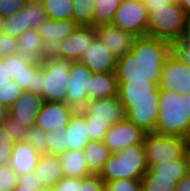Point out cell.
<instances>
[{
    "label": "cell",
    "instance_id": "obj_1",
    "mask_svg": "<svg viewBox=\"0 0 190 191\" xmlns=\"http://www.w3.org/2000/svg\"><path fill=\"white\" fill-rule=\"evenodd\" d=\"M172 53V43L153 37H137L130 53L118 58L117 82L148 80L160 83L162 67Z\"/></svg>",
    "mask_w": 190,
    "mask_h": 191
},
{
    "label": "cell",
    "instance_id": "obj_2",
    "mask_svg": "<svg viewBox=\"0 0 190 191\" xmlns=\"http://www.w3.org/2000/svg\"><path fill=\"white\" fill-rule=\"evenodd\" d=\"M117 83L118 98L123 104L125 118L144 133H155L159 113V83L146 79Z\"/></svg>",
    "mask_w": 190,
    "mask_h": 191
},
{
    "label": "cell",
    "instance_id": "obj_3",
    "mask_svg": "<svg viewBox=\"0 0 190 191\" xmlns=\"http://www.w3.org/2000/svg\"><path fill=\"white\" fill-rule=\"evenodd\" d=\"M156 134L190 138V95L160 89Z\"/></svg>",
    "mask_w": 190,
    "mask_h": 191
},
{
    "label": "cell",
    "instance_id": "obj_4",
    "mask_svg": "<svg viewBox=\"0 0 190 191\" xmlns=\"http://www.w3.org/2000/svg\"><path fill=\"white\" fill-rule=\"evenodd\" d=\"M144 144L111 153L99 176L105 184L113 180H140L148 170Z\"/></svg>",
    "mask_w": 190,
    "mask_h": 191
},
{
    "label": "cell",
    "instance_id": "obj_5",
    "mask_svg": "<svg viewBox=\"0 0 190 191\" xmlns=\"http://www.w3.org/2000/svg\"><path fill=\"white\" fill-rule=\"evenodd\" d=\"M186 17L177 2L157 8L148 14L147 36L174 43L182 35Z\"/></svg>",
    "mask_w": 190,
    "mask_h": 191
},
{
    "label": "cell",
    "instance_id": "obj_6",
    "mask_svg": "<svg viewBox=\"0 0 190 191\" xmlns=\"http://www.w3.org/2000/svg\"><path fill=\"white\" fill-rule=\"evenodd\" d=\"M70 61L52 53L42 61L44 82L42 98L46 102H66L70 78Z\"/></svg>",
    "mask_w": 190,
    "mask_h": 191
},
{
    "label": "cell",
    "instance_id": "obj_7",
    "mask_svg": "<svg viewBox=\"0 0 190 191\" xmlns=\"http://www.w3.org/2000/svg\"><path fill=\"white\" fill-rule=\"evenodd\" d=\"M185 143L186 139L179 136L145 134L143 144L148 168L180 158L185 153Z\"/></svg>",
    "mask_w": 190,
    "mask_h": 191
},
{
    "label": "cell",
    "instance_id": "obj_8",
    "mask_svg": "<svg viewBox=\"0 0 190 191\" xmlns=\"http://www.w3.org/2000/svg\"><path fill=\"white\" fill-rule=\"evenodd\" d=\"M113 25L133 33L136 37L147 36L148 11L144 1L121 0Z\"/></svg>",
    "mask_w": 190,
    "mask_h": 191
},
{
    "label": "cell",
    "instance_id": "obj_9",
    "mask_svg": "<svg viewBox=\"0 0 190 191\" xmlns=\"http://www.w3.org/2000/svg\"><path fill=\"white\" fill-rule=\"evenodd\" d=\"M96 37L97 32L94 27L77 26L51 53L70 62H78L83 58V52L87 51L89 44Z\"/></svg>",
    "mask_w": 190,
    "mask_h": 191
},
{
    "label": "cell",
    "instance_id": "obj_10",
    "mask_svg": "<svg viewBox=\"0 0 190 191\" xmlns=\"http://www.w3.org/2000/svg\"><path fill=\"white\" fill-rule=\"evenodd\" d=\"M159 87L180 95H190V66L173 52L164 62Z\"/></svg>",
    "mask_w": 190,
    "mask_h": 191
},
{
    "label": "cell",
    "instance_id": "obj_11",
    "mask_svg": "<svg viewBox=\"0 0 190 191\" xmlns=\"http://www.w3.org/2000/svg\"><path fill=\"white\" fill-rule=\"evenodd\" d=\"M92 75L91 70L80 61L70 63L66 103L73 109L81 110L87 103Z\"/></svg>",
    "mask_w": 190,
    "mask_h": 191
},
{
    "label": "cell",
    "instance_id": "obj_12",
    "mask_svg": "<svg viewBox=\"0 0 190 191\" xmlns=\"http://www.w3.org/2000/svg\"><path fill=\"white\" fill-rule=\"evenodd\" d=\"M145 134L139 127L125 118L123 121L111 125L103 142L114 153L128 146L143 144Z\"/></svg>",
    "mask_w": 190,
    "mask_h": 191
},
{
    "label": "cell",
    "instance_id": "obj_13",
    "mask_svg": "<svg viewBox=\"0 0 190 191\" xmlns=\"http://www.w3.org/2000/svg\"><path fill=\"white\" fill-rule=\"evenodd\" d=\"M76 110L66 102H46L42 104L35 125L45 132L66 129L70 117Z\"/></svg>",
    "mask_w": 190,
    "mask_h": 191
},
{
    "label": "cell",
    "instance_id": "obj_14",
    "mask_svg": "<svg viewBox=\"0 0 190 191\" xmlns=\"http://www.w3.org/2000/svg\"><path fill=\"white\" fill-rule=\"evenodd\" d=\"M81 111L85 117H92V120H106L110 125L125 119V110L118 96L89 100Z\"/></svg>",
    "mask_w": 190,
    "mask_h": 191
},
{
    "label": "cell",
    "instance_id": "obj_15",
    "mask_svg": "<svg viewBox=\"0 0 190 191\" xmlns=\"http://www.w3.org/2000/svg\"><path fill=\"white\" fill-rule=\"evenodd\" d=\"M118 58L110 49L96 37L86 52H83L82 64L88 67L92 73L115 72Z\"/></svg>",
    "mask_w": 190,
    "mask_h": 191
},
{
    "label": "cell",
    "instance_id": "obj_16",
    "mask_svg": "<svg viewBox=\"0 0 190 191\" xmlns=\"http://www.w3.org/2000/svg\"><path fill=\"white\" fill-rule=\"evenodd\" d=\"M97 37L110 49L116 58L130 53L136 36L113 24L95 28Z\"/></svg>",
    "mask_w": 190,
    "mask_h": 191
},
{
    "label": "cell",
    "instance_id": "obj_17",
    "mask_svg": "<svg viewBox=\"0 0 190 191\" xmlns=\"http://www.w3.org/2000/svg\"><path fill=\"white\" fill-rule=\"evenodd\" d=\"M44 100L41 96L26 91L8 108V115L15 118L19 123L27 128L36 123L39 111Z\"/></svg>",
    "mask_w": 190,
    "mask_h": 191
},
{
    "label": "cell",
    "instance_id": "obj_18",
    "mask_svg": "<svg viewBox=\"0 0 190 191\" xmlns=\"http://www.w3.org/2000/svg\"><path fill=\"white\" fill-rule=\"evenodd\" d=\"M17 53L29 65H40L41 61L51 52L45 46L36 29H28L17 39Z\"/></svg>",
    "mask_w": 190,
    "mask_h": 191
},
{
    "label": "cell",
    "instance_id": "obj_19",
    "mask_svg": "<svg viewBox=\"0 0 190 191\" xmlns=\"http://www.w3.org/2000/svg\"><path fill=\"white\" fill-rule=\"evenodd\" d=\"M78 25L71 20H54L47 18L37 28L47 49L52 52L54 48L68 35H70Z\"/></svg>",
    "mask_w": 190,
    "mask_h": 191
},
{
    "label": "cell",
    "instance_id": "obj_20",
    "mask_svg": "<svg viewBox=\"0 0 190 191\" xmlns=\"http://www.w3.org/2000/svg\"><path fill=\"white\" fill-rule=\"evenodd\" d=\"M3 63H7V71L12 80L24 91L31 92L33 72L40 65L26 64L18 53L1 57Z\"/></svg>",
    "mask_w": 190,
    "mask_h": 191
},
{
    "label": "cell",
    "instance_id": "obj_21",
    "mask_svg": "<svg viewBox=\"0 0 190 191\" xmlns=\"http://www.w3.org/2000/svg\"><path fill=\"white\" fill-rule=\"evenodd\" d=\"M40 156L29 143L21 141L14 145L9 166L18 175L34 172Z\"/></svg>",
    "mask_w": 190,
    "mask_h": 191
},
{
    "label": "cell",
    "instance_id": "obj_22",
    "mask_svg": "<svg viewBox=\"0 0 190 191\" xmlns=\"http://www.w3.org/2000/svg\"><path fill=\"white\" fill-rule=\"evenodd\" d=\"M87 131L85 115L81 110H76L66 128V151L83 150L90 141Z\"/></svg>",
    "mask_w": 190,
    "mask_h": 191
},
{
    "label": "cell",
    "instance_id": "obj_23",
    "mask_svg": "<svg viewBox=\"0 0 190 191\" xmlns=\"http://www.w3.org/2000/svg\"><path fill=\"white\" fill-rule=\"evenodd\" d=\"M34 174L44 186L54 187L64 177L59 155H41Z\"/></svg>",
    "mask_w": 190,
    "mask_h": 191
},
{
    "label": "cell",
    "instance_id": "obj_24",
    "mask_svg": "<svg viewBox=\"0 0 190 191\" xmlns=\"http://www.w3.org/2000/svg\"><path fill=\"white\" fill-rule=\"evenodd\" d=\"M114 96H118V83L115 72L93 73L90 90H88V101Z\"/></svg>",
    "mask_w": 190,
    "mask_h": 191
},
{
    "label": "cell",
    "instance_id": "obj_25",
    "mask_svg": "<svg viewBox=\"0 0 190 191\" xmlns=\"http://www.w3.org/2000/svg\"><path fill=\"white\" fill-rule=\"evenodd\" d=\"M64 177H87L93 174L87 166L83 150H67L59 155Z\"/></svg>",
    "mask_w": 190,
    "mask_h": 191
},
{
    "label": "cell",
    "instance_id": "obj_26",
    "mask_svg": "<svg viewBox=\"0 0 190 191\" xmlns=\"http://www.w3.org/2000/svg\"><path fill=\"white\" fill-rule=\"evenodd\" d=\"M83 152L88 169L93 174L100 173L112 153L103 141L92 140L84 147Z\"/></svg>",
    "mask_w": 190,
    "mask_h": 191
},
{
    "label": "cell",
    "instance_id": "obj_27",
    "mask_svg": "<svg viewBox=\"0 0 190 191\" xmlns=\"http://www.w3.org/2000/svg\"><path fill=\"white\" fill-rule=\"evenodd\" d=\"M48 18L42 4H27L19 11V24L22 34L28 29H36Z\"/></svg>",
    "mask_w": 190,
    "mask_h": 191
},
{
    "label": "cell",
    "instance_id": "obj_28",
    "mask_svg": "<svg viewBox=\"0 0 190 191\" xmlns=\"http://www.w3.org/2000/svg\"><path fill=\"white\" fill-rule=\"evenodd\" d=\"M187 158L185 153L178 159L153 165L149 169L157 177L182 178L186 175Z\"/></svg>",
    "mask_w": 190,
    "mask_h": 191
},
{
    "label": "cell",
    "instance_id": "obj_29",
    "mask_svg": "<svg viewBox=\"0 0 190 191\" xmlns=\"http://www.w3.org/2000/svg\"><path fill=\"white\" fill-rule=\"evenodd\" d=\"M120 3L121 0H96L93 27L113 24V18Z\"/></svg>",
    "mask_w": 190,
    "mask_h": 191
},
{
    "label": "cell",
    "instance_id": "obj_30",
    "mask_svg": "<svg viewBox=\"0 0 190 191\" xmlns=\"http://www.w3.org/2000/svg\"><path fill=\"white\" fill-rule=\"evenodd\" d=\"M180 179L157 177V174L148 169L140 181L142 191H176V185Z\"/></svg>",
    "mask_w": 190,
    "mask_h": 191
},
{
    "label": "cell",
    "instance_id": "obj_31",
    "mask_svg": "<svg viewBox=\"0 0 190 191\" xmlns=\"http://www.w3.org/2000/svg\"><path fill=\"white\" fill-rule=\"evenodd\" d=\"M42 6L50 19H73V0H43Z\"/></svg>",
    "mask_w": 190,
    "mask_h": 191
},
{
    "label": "cell",
    "instance_id": "obj_32",
    "mask_svg": "<svg viewBox=\"0 0 190 191\" xmlns=\"http://www.w3.org/2000/svg\"><path fill=\"white\" fill-rule=\"evenodd\" d=\"M96 0H73V20L78 26H92Z\"/></svg>",
    "mask_w": 190,
    "mask_h": 191
},
{
    "label": "cell",
    "instance_id": "obj_33",
    "mask_svg": "<svg viewBox=\"0 0 190 191\" xmlns=\"http://www.w3.org/2000/svg\"><path fill=\"white\" fill-rule=\"evenodd\" d=\"M66 129H55L46 132L48 154L60 155L66 152Z\"/></svg>",
    "mask_w": 190,
    "mask_h": 191
},
{
    "label": "cell",
    "instance_id": "obj_34",
    "mask_svg": "<svg viewBox=\"0 0 190 191\" xmlns=\"http://www.w3.org/2000/svg\"><path fill=\"white\" fill-rule=\"evenodd\" d=\"M24 141L29 143L41 155L48 154L46 132L42 128L36 125L28 128Z\"/></svg>",
    "mask_w": 190,
    "mask_h": 191
},
{
    "label": "cell",
    "instance_id": "obj_35",
    "mask_svg": "<svg viewBox=\"0 0 190 191\" xmlns=\"http://www.w3.org/2000/svg\"><path fill=\"white\" fill-rule=\"evenodd\" d=\"M23 90L13 80L0 84V104L7 109L23 94Z\"/></svg>",
    "mask_w": 190,
    "mask_h": 191
},
{
    "label": "cell",
    "instance_id": "obj_36",
    "mask_svg": "<svg viewBox=\"0 0 190 191\" xmlns=\"http://www.w3.org/2000/svg\"><path fill=\"white\" fill-rule=\"evenodd\" d=\"M85 122L89 139L92 141H103L111 127L106 120H92V117H85Z\"/></svg>",
    "mask_w": 190,
    "mask_h": 191
},
{
    "label": "cell",
    "instance_id": "obj_37",
    "mask_svg": "<svg viewBox=\"0 0 190 191\" xmlns=\"http://www.w3.org/2000/svg\"><path fill=\"white\" fill-rule=\"evenodd\" d=\"M15 142L10 138L9 133L0 126V167L9 164Z\"/></svg>",
    "mask_w": 190,
    "mask_h": 191
},
{
    "label": "cell",
    "instance_id": "obj_38",
    "mask_svg": "<svg viewBox=\"0 0 190 191\" xmlns=\"http://www.w3.org/2000/svg\"><path fill=\"white\" fill-rule=\"evenodd\" d=\"M2 126L9 133L10 138L15 143L24 141L28 128L21 125L18 120L7 115L6 120L3 122Z\"/></svg>",
    "mask_w": 190,
    "mask_h": 191
},
{
    "label": "cell",
    "instance_id": "obj_39",
    "mask_svg": "<svg viewBox=\"0 0 190 191\" xmlns=\"http://www.w3.org/2000/svg\"><path fill=\"white\" fill-rule=\"evenodd\" d=\"M17 183L14 191H39L45 187L34 172L18 175Z\"/></svg>",
    "mask_w": 190,
    "mask_h": 191
},
{
    "label": "cell",
    "instance_id": "obj_40",
    "mask_svg": "<svg viewBox=\"0 0 190 191\" xmlns=\"http://www.w3.org/2000/svg\"><path fill=\"white\" fill-rule=\"evenodd\" d=\"M18 174L9 164L0 167V191H14L18 183Z\"/></svg>",
    "mask_w": 190,
    "mask_h": 191
},
{
    "label": "cell",
    "instance_id": "obj_41",
    "mask_svg": "<svg viewBox=\"0 0 190 191\" xmlns=\"http://www.w3.org/2000/svg\"><path fill=\"white\" fill-rule=\"evenodd\" d=\"M111 191H142L140 180L119 179L106 184Z\"/></svg>",
    "mask_w": 190,
    "mask_h": 191
},
{
    "label": "cell",
    "instance_id": "obj_42",
    "mask_svg": "<svg viewBox=\"0 0 190 191\" xmlns=\"http://www.w3.org/2000/svg\"><path fill=\"white\" fill-rule=\"evenodd\" d=\"M54 189L55 191H83V177H63Z\"/></svg>",
    "mask_w": 190,
    "mask_h": 191
},
{
    "label": "cell",
    "instance_id": "obj_43",
    "mask_svg": "<svg viewBox=\"0 0 190 191\" xmlns=\"http://www.w3.org/2000/svg\"><path fill=\"white\" fill-rule=\"evenodd\" d=\"M26 5L25 0H0V15L4 18L13 16Z\"/></svg>",
    "mask_w": 190,
    "mask_h": 191
},
{
    "label": "cell",
    "instance_id": "obj_44",
    "mask_svg": "<svg viewBox=\"0 0 190 191\" xmlns=\"http://www.w3.org/2000/svg\"><path fill=\"white\" fill-rule=\"evenodd\" d=\"M18 48V41L7 34H0V56L5 57L8 55L16 54Z\"/></svg>",
    "mask_w": 190,
    "mask_h": 191
},
{
    "label": "cell",
    "instance_id": "obj_45",
    "mask_svg": "<svg viewBox=\"0 0 190 191\" xmlns=\"http://www.w3.org/2000/svg\"><path fill=\"white\" fill-rule=\"evenodd\" d=\"M3 24H4L3 27L4 34H7L16 39H18L19 36L22 34V31H20V24H19V11L13 16L6 17Z\"/></svg>",
    "mask_w": 190,
    "mask_h": 191
},
{
    "label": "cell",
    "instance_id": "obj_46",
    "mask_svg": "<svg viewBox=\"0 0 190 191\" xmlns=\"http://www.w3.org/2000/svg\"><path fill=\"white\" fill-rule=\"evenodd\" d=\"M104 184L99 174H91L83 177V191H101Z\"/></svg>",
    "mask_w": 190,
    "mask_h": 191
},
{
    "label": "cell",
    "instance_id": "obj_47",
    "mask_svg": "<svg viewBox=\"0 0 190 191\" xmlns=\"http://www.w3.org/2000/svg\"><path fill=\"white\" fill-rule=\"evenodd\" d=\"M43 82H44V72H43V66L40 64V66L33 72L31 92L36 95L42 96Z\"/></svg>",
    "mask_w": 190,
    "mask_h": 191
},
{
    "label": "cell",
    "instance_id": "obj_48",
    "mask_svg": "<svg viewBox=\"0 0 190 191\" xmlns=\"http://www.w3.org/2000/svg\"><path fill=\"white\" fill-rule=\"evenodd\" d=\"M172 52L190 66V45L185 43H172Z\"/></svg>",
    "mask_w": 190,
    "mask_h": 191
},
{
    "label": "cell",
    "instance_id": "obj_49",
    "mask_svg": "<svg viewBox=\"0 0 190 191\" xmlns=\"http://www.w3.org/2000/svg\"><path fill=\"white\" fill-rule=\"evenodd\" d=\"M176 0H144L148 14L157 8H161L175 3Z\"/></svg>",
    "mask_w": 190,
    "mask_h": 191
},
{
    "label": "cell",
    "instance_id": "obj_50",
    "mask_svg": "<svg viewBox=\"0 0 190 191\" xmlns=\"http://www.w3.org/2000/svg\"><path fill=\"white\" fill-rule=\"evenodd\" d=\"M174 43H185L190 45V16L186 17V23L181 37Z\"/></svg>",
    "mask_w": 190,
    "mask_h": 191
},
{
    "label": "cell",
    "instance_id": "obj_51",
    "mask_svg": "<svg viewBox=\"0 0 190 191\" xmlns=\"http://www.w3.org/2000/svg\"><path fill=\"white\" fill-rule=\"evenodd\" d=\"M11 80L12 78L7 71V63H3V60L0 59V84L9 83Z\"/></svg>",
    "mask_w": 190,
    "mask_h": 191
},
{
    "label": "cell",
    "instance_id": "obj_52",
    "mask_svg": "<svg viewBox=\"0 0 190 191\" xmlns=\"http://www.w3.org/2000/svg\"><path fill=\"white\" fill-rule=\"evenodd\" d=\"M176 191H190V177L185 175L176 185Z\"/></svg>",
    "mask_w": 190,
    "mask_h": 191
},
{
    "label": "cell",
    "instance_id": "obj_53",
    "mask_svg": "<svg viewBox=\"0 0 190 191\" xmlns=\"http://www.w3.org/2000/svg\"><path fill=\"white\" fill-rule=\"evenodd\" d=\"M185 155H186V158H187L186 175L188 177H190V138L186 139Z\"/></svg>",
    "mask_w": 190,
    "mask_h": 191
},
{
    "label": "cell",
    "instance_id": "obj_54",
    "mask_svg": "<svg viewBox=\"0 0 190 191\" xmlns=\"http://www.w3.org/2000/svg\"><path fill=\"white\" fill-rule=\"evenodd\" d=\"M176 2L184 9L186 16H190V0H176Z\"/></svg>",
    "mask_w": 190,
    "mask_h": 191
},
{
    "label": "cell",
    "instance_id": "obj_55",
    "mask_svg": "<svg viewBox=\"0 0 190 191\" xmlns=\"http://www.w3.org/2000/svg\"><path fill=\"white\" fill-rule=\"evenodd\" d=\"M8 115V109L0 104V126H2L3 122L6 120Z\"/></svg>",
    "mask_w": 190,
    "mask_h": 191
},
{
    "label": "cell",
    "instance_id": "obj_56",
    "mask_svg": "<svg viewBox=\"0 0 190 191\" xmlns=\"http://www.w3.org/2000/svg\"><path fill=\"white\" fill-rule=\"evenodd\" d=\"M26 4H42L43 0H25Z\"/></svg>",
    "mask_w": 190,
    "mask_h": 191
},
{
    "label": "cell",
    "instance_id": "obj_57",
    "mask_svg": "<svg viewBox=\"0 0 190 191\" xmlns=\"http://www.w3.org/2000/svg\"><path fill=\"white\" fill-rule=\"evenodd\" d=\"M4 20H5V18L0 15V34L3 33Z\"/></svg>",
    "mask_w": 190,
    "mask_h": 191
},
{
    "label": "cell",
    "instance_id": "obj_58",
    "mask_svg": "<svg viewBox=\"0 0 190 191\" xmlns=\"http://www.w3.org/2000/svg\"><path fill=\"white\" fill-rule=\"evenodd\" d=\"M39 191H55L54 187L45 186L44 188L40 189Z\"/></svg>",
    "mask_w": 190,
    "mask_h": 191
},
{
    "label": "cell",
    "instance_id": "obj_59",
    "mask_svg": "<svg viewBox=\"0 0 190 191\" xmlns=\"http://www.w3.org/2000/svg\"><path fill=\"white\" fill-rule=\"evenodd\" d=\"M101 191H111V189L106 184H104L101 188Z\"/></svg>",
    "mask_w": 190,
    "mask_h": 191
}]
</instances>
